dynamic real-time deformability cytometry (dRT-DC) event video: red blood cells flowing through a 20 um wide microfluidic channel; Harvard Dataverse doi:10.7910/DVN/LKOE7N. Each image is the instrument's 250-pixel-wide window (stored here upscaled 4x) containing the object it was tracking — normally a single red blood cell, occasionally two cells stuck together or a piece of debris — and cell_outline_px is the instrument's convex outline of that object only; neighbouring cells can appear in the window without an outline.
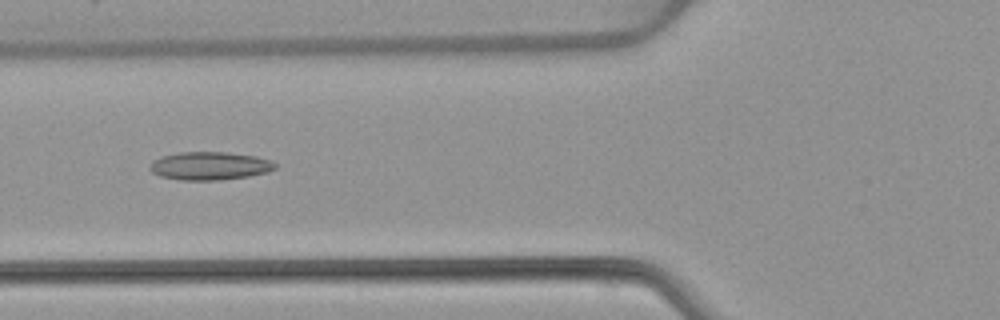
{"species": "common noctule bat (a hibernating species)", "species_latin": "Nyctalus noctula", "temperature_condition": "warm", "stored_images_in_passage": 52, "camera_frame_rate_fps": 3000, "um_per_image_px": 0.085, "animal": {"sex": "female", "body_mass_g": 22.7, "forearm_length_mm": 54.2}, "frame": {"image": 1, "passage_image": 20, "time_ms": 6.333, "image_size_px": [1000, 320], "cell_outline_px": [[276, 168], [268, 172], [248, 176], [220, 180], [180, 180], [160, 176], [152, 172], [148, 168], [152, 160], [160, 156], [180, 152], [224, 152], [256, 156], [268, 160], [276, 164]], "centroid_in_image_um": [17.78, 14.1], "position_along_channel_um": 108.0, "area_um2": 20.58}}
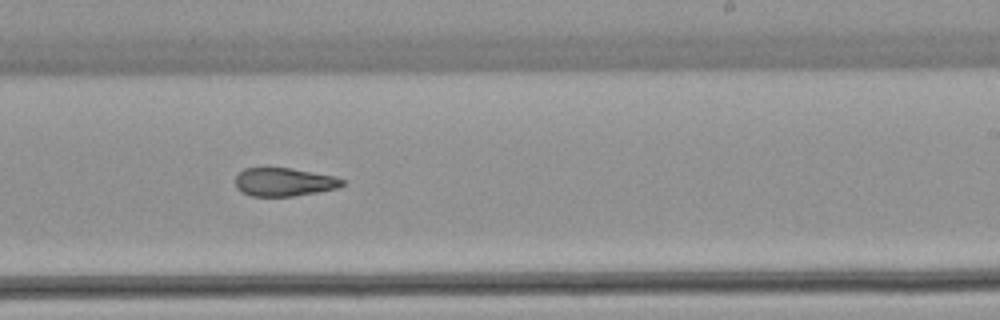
{"frame": {"image": 2, "passage_image": 32, "time_ms": 10.333, "image_size_px": [1000, 320], "cell_outline_px": [[344, 184], [340, 188], [292, 196], [252, 196], [236, 188], [236, 176], [244, 168], [292, 168], [336, 176], [344, 180]], "centroid_in_image_um": [24.18, 15.46], "position_along_channel_um": 264.8, "area_um2": 17.63}}
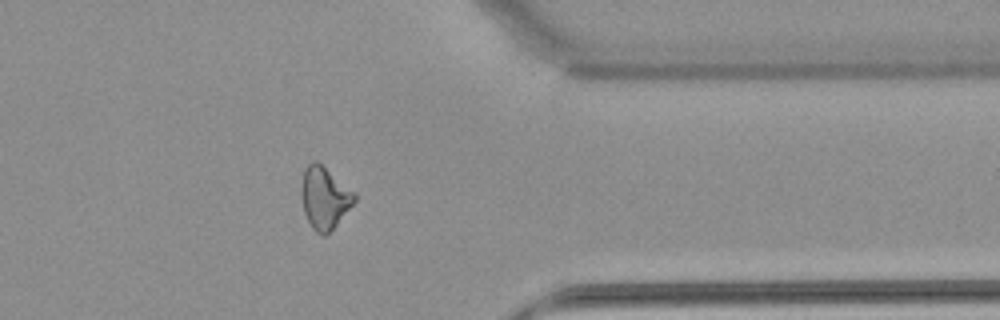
{"frame": {"image": 3, "passage_image": 42, "time_ms": 13.667, "image_size_px": [1000, 320], "cell_outline_px": [[356, 200], [336, 224], [324, 236], [316, 232], [312, 228], [304, 212], [300, 196], [300, 188], [304, 168], [312, 160], [316, 160], [352, 192], [356, 196]], "centroid_in_image_um": [27.52, 16.81], "position_along_channel_um": 383.9, "area_um2": 18.73}, "authors_computed_cell_mechanics": {"area_um2": 19.7676, "velocity_mm_per_s": 3.9316, "shape_relaxation_time_tau1_ms": null, "shape_relaxation_time_tau2_ms": 4.3656, "deformation_change_tau1": null, "deformation_change_tau2": 0.1199}}